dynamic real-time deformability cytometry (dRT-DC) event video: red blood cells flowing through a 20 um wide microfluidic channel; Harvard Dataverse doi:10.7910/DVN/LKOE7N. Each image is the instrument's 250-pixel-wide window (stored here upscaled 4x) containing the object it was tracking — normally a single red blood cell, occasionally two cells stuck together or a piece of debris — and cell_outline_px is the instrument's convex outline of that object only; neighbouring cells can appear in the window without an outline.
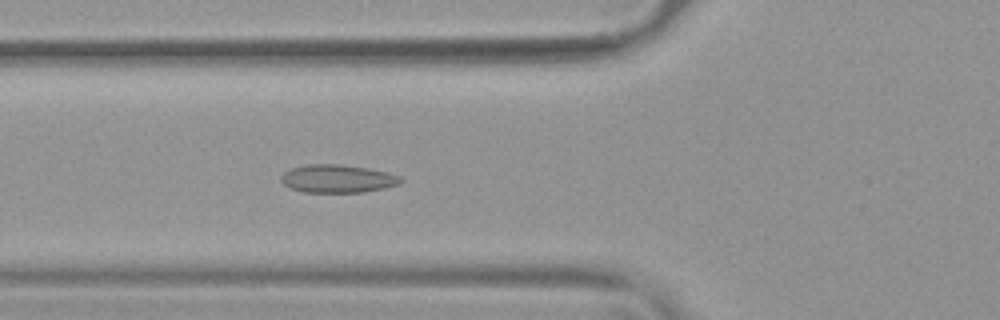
{"species": "common noctule bat (a hibernating species)", "species_latin": "Nyctalus noctula", "temperature_condition": "warm", "stored_images_in_passage": 38, "camera_frame_rate_fps": 3000, "um_per_image_px": 0.085, "animal": {"sex": "female", "body_mass_g": 19.9}, "frame": {"image": 1, "passage_image": 5, "time_ms": 1.333, "image_size_px": [1000, 320], "cell_outline_px": [[404, 180], [400, 184], [384, 188], [364, 192], [304, 192], [292, 188], [284, 184], [280, 180], [280, 176], [284, 172], [292, 168], [308, 164], [340, 164], [368, 168], [388, 172], [400, 176]], "centroid_in_image_um": [28.72, 15.18], "position_along_channel_um": 97.1, "area_um2": 19.59}}
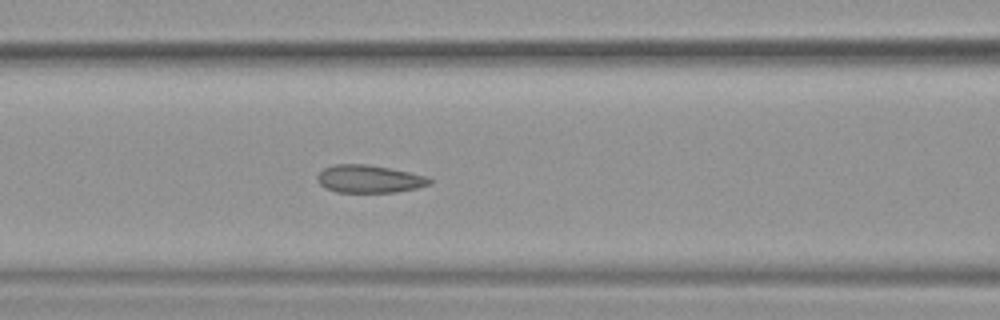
{"frame": {"image": 2, "passage_image": 8, "time_ms": 2.333, "image_size_px": [1000, 320], "cell_outline_px": [[432, 184], [416, 188], [396, 192], [336, 192], [324, 188], [316, 180], [316, 176], [324, 168], [336, 164], [368, 164], [428, 176], [432, 180]], "centroid_in_image_um": [31.37, 15.21], "position_along_channel_um": 135.2, "area_um2": 18.21}}
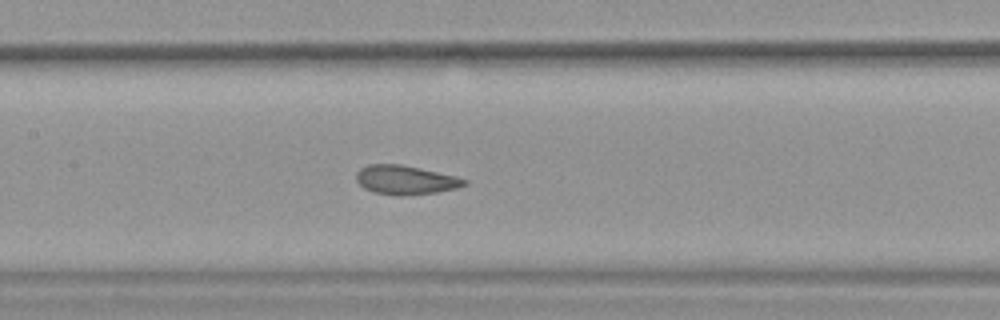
{"frame": {"image": 3, "passage_image": 11, "time_ms": 3.333, "image_size_px": [1000, 320], "cell_outline_px": [[468, 184], [456, 188], [436, 192], [400, 196], [396, 196], [372, 192], [364, 188], [356, 180], [356, 172], [360, 168], [368, 164], [400, 164], [420, 168], [456, 176], [468, 180]], "centroid_in_image_um": [34.45, 15.29], "position_along_channel_um": 173.0, "area_um2": 18.38}, "authors_computed_cell_mechanics": {"area_um2": 18.6983, "velocity_mm_per_s": 3.7752, "shape_relaxation_time_tau1_ms": 7.9248, "shape_relaxation_time_tau2_ms": 0.8826, "deformation_change_tau1": 0.1383, "deformation_change_tau2": 0.0556}}